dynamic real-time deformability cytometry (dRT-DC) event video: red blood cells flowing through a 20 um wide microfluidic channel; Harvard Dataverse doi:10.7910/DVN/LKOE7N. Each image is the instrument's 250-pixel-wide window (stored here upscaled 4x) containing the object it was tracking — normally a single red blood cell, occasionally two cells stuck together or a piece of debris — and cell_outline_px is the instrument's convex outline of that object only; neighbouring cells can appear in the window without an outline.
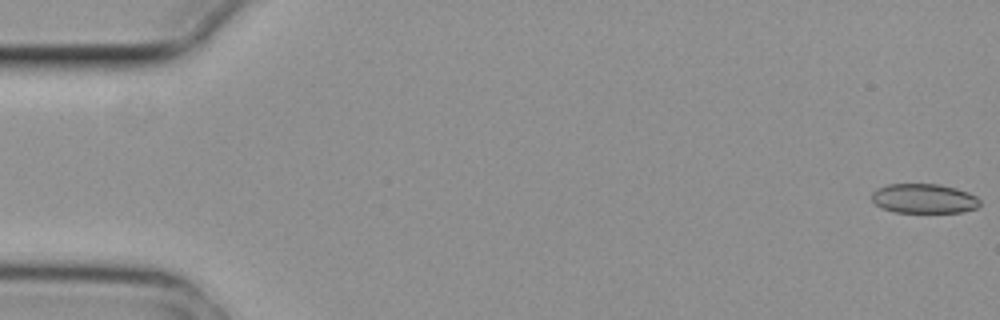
{"species": "common noctule bat (a hibernating species)", "species_latin": "Nyctalus noctula", "temperature_condition": "cold", "stored_images_in_passage": 5, "camera_frame_rate_fps": 3000, "um_per_image_px": 0.085, "animal": {"sex": "female", "body_mass_g": 29.2, "forearm_length_mm": 56.3}, "frame": {"image": 1, "passage_image": 1, "time_ms": 0.0, "image_size_px": [1000, 320], "cell_outline_px": [[980, 204], [976, 208], [964, 212], [896, 212], [884, 208], [876, 204], [872, 200], [872, 192], [876, 188], [888, 184], [940, 184], [956, 188], [968, 192], [976, 196], [980, 200]], "centroid_in_image_um": [78.55, 16.87], "position_along_channel_um": 6.4, "area_um2": 18.61}}
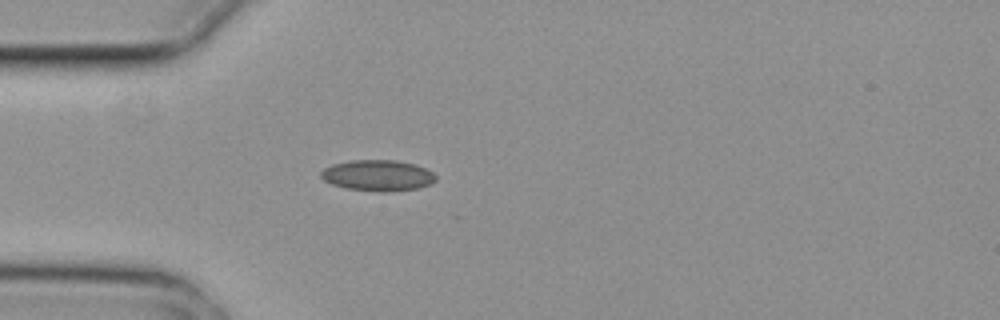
{"frame": {"image": 2, "passage_image": 5, "time_ms": 1.333, "image_size_px": [1000, 320], "cell_outline_px": [[436, 180], [432, 184], [416, 188], [388, 192], [380, 192], [344, 188], [332, 184], [324, 180], [320, 176], [320, 172], [324, 168], [332, 164], [352, 160], [396, 160], [416, 164], [432, 172], [436, 176]], "centroid_in_image_um": [32.1, 14.91], "position_along_channel_um": 52.9, "area_um2": 20.87}}